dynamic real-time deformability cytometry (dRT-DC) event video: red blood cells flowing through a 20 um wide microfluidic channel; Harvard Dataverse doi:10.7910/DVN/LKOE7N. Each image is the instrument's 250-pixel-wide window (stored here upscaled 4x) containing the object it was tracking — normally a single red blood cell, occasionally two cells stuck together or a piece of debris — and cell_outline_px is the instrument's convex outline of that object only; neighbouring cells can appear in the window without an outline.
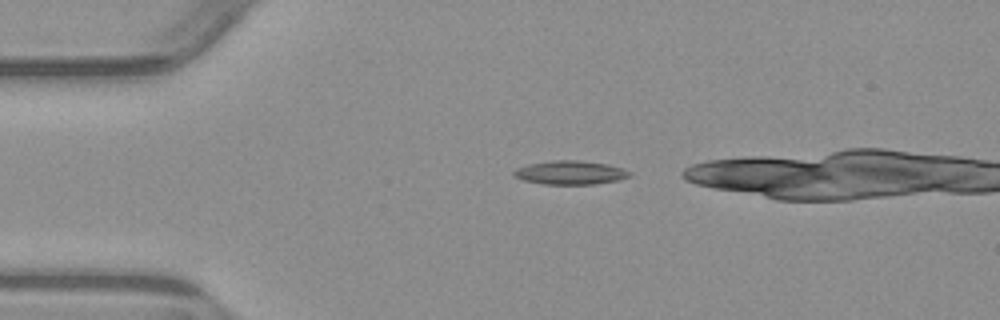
{"species": "common noctule bat (a hibernating species)", "species_latin": "Nyctalus noctula", "temperature_condition": "warm", "stored_images_in_passage": 2, "camera_frame_rate_fps": 3000, "um_per_image_px": 0.085, "animal": {"sex": "male", "body_mass_g": 23.1, "forearm_length_mm": 52.7}, "frame": {"image": 1, "passage_image": 1, "time_ms": 0.0, "image_size_px": [1000, 320], "cell_outline_px": [[632, 176], [620, 180], [596, 184], [544, 184], [524, 180], [512, 176], [512, 172], [516, 168], [528, 164], [552, 160], [580, 160], [608, 164], [632, 172]], "centroid_in_image_um": [48.48, 14.67], "position_along_channel_um": 36.5, "area_um2": 16.18}}